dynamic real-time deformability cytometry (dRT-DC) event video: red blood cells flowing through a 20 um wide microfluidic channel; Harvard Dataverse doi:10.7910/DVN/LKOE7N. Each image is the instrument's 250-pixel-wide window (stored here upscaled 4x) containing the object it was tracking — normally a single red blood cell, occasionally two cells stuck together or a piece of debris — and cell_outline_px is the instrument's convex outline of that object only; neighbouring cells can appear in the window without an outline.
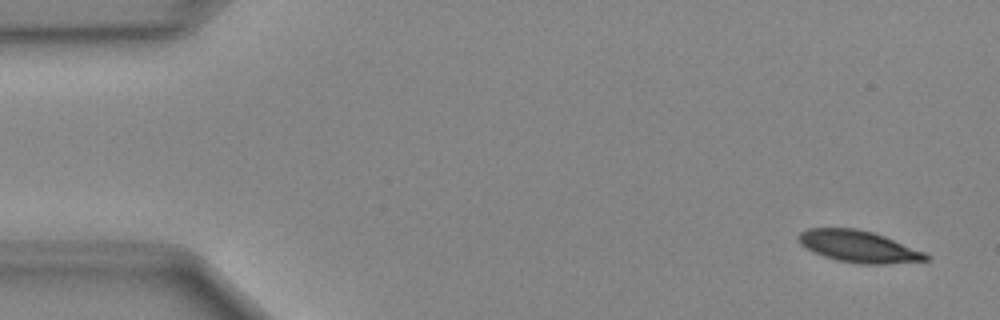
{"species": "Egyptian fruit bat (a non-hibernating species)", "species_latin": "Rousettus aegyptiacus", "temperature_condition": "cold", "stored_images_in_passage": 49, "camera_frame_rate_fps": 3000, "um_per_image_px": 0.085, "animal": {"sex": "female"}, "frame": {"image": 1, "passage_image": 3, "time_ms": 0.667, "image_size_px": [1000, 320], "cell_outline_px": [[932, 256], [928, 260], [884, 264], [860, 264], [836, 260], [812, 252], [800, 244], [796, 236], [800, 232], [808, 228], [856, 228], [872, 232], [884, 236], [928, 252]], "centroid_in_image_um": [73.0, 20.95], "position_along_channel_um": 12.0, "area_um2": 23.87}}
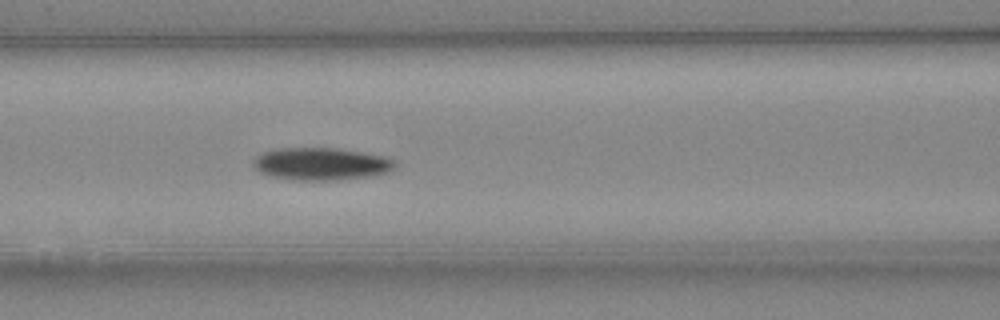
{"frame": {"image": 2, "passage_image": 21, "time_ms": 6.667, "image_size_px": [1000, 320], "cell_outline_px": [[396, 164], [388, 172], [368, 176], [336, 180], [292, 180], [272, 176], [260, 172], [252, 168], [252, 160], [256, 156], [264, 152], [276, 148], [340, 148], [384, 156], [392, 160]], "centroid_in_image_um": [27.23, 13.92], "position_along_channel_um": 139.4, "area_um2": 26.82}}
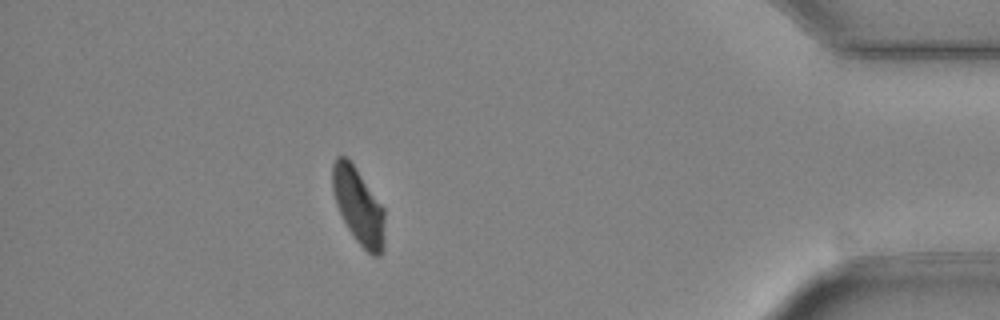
{"frame": {"image": 3, "passage_image": 44, "time_ms": 14.333, "image_size_px": [1000, 320], "cell_outline_px": [[384, 248], [380, 256], [372, 256], [356, 240], [348, 228], [336, 204], [332, 188], [332, 164], [336, 156], [344, 156], [356, 168], [384, 208]], "centroid_in_image_um": [30.47, 17.52], "position_along_channel_um": 404.7, "area_um2": 22.95}}